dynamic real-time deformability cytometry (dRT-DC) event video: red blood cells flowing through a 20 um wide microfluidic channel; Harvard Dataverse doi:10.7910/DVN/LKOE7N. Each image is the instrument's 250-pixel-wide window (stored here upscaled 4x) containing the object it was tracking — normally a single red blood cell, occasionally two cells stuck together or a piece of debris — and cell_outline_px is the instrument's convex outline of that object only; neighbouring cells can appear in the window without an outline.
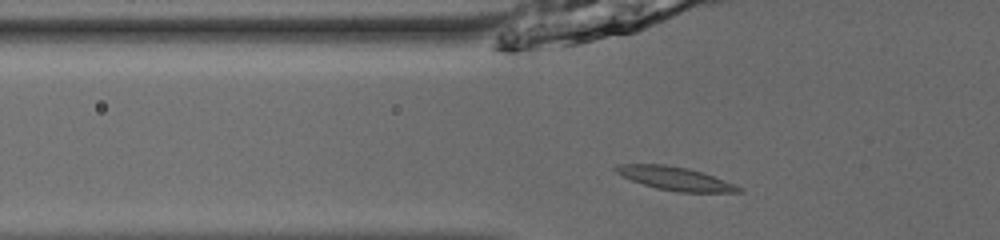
{"species": "common noctule bat (a hibernating species)", "species_latin": "Nyctalus noctula", "temperature_condition": "room temperature", "stored_images_in_passage": 41, "camera_frame_rate_fps": 3000, "um_per_image_px": 0.085, "animal": {"sex": "male", "body_mass_g": 13.0, "forearm_length_mm": 53.1}, "frame": {"image": 1, "passage_image": 8, "time_ms": 2.333, "image_size_px": [1000, 240], "cell_outline_px": [[744, 192], [680, 192], [656, 188], [632, 180], [616, 172], [612, 168], [616, 164], [664, 164], [688, 168], [736, 184], [744, 188]], "centroid_in_image_um": [57.41, 15.17], "position_along_channel_um": 68.4, "area_um2": 16.65}}
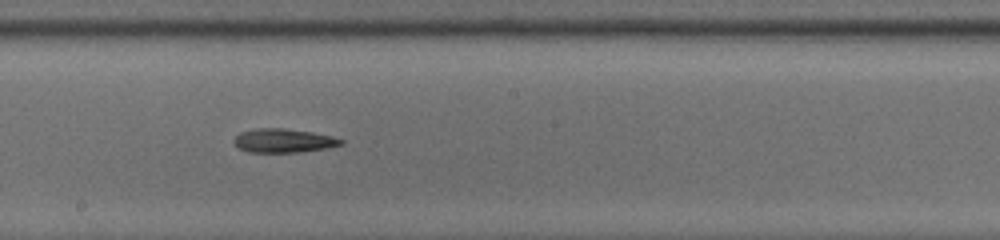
{"frame": {"image": 2, "passage_image": 20, "time_ms": 6.333, "image_size_px": [1000, 240], "cell_outline_px": [[344, 144], [324, 148], [300, 152], [248, 152], [232, 144], [232, 140], [240, 132], [256, 128], [280, 128], [312, 132], [332, 136], [344, 140]], "centroid_in_image_um": [24.06, 11.95], "position_along_channel_um": 224.1, "area_um2": 14.85}}
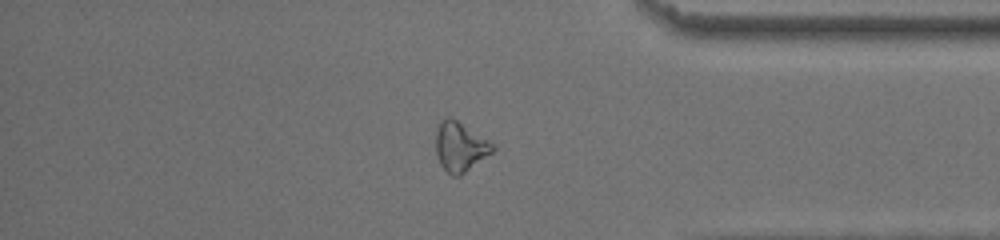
{"frame": {"image": 3, "passage_image": 34, "time_ms": 11.0, "image_size_px": [1000, 240], "cell_outline_px": [[496, 148], [492, 152], [460, 176], [452, 176], [440, 164], [436, 156], [436, 124], [440, 120], [448, 116], [456, 120], [496, 144]], "centroid_in_image_um": [39.1, 12.45], "position_along_channel_um": 396.1, "area_um2": 16.47}, "authors_computed_cell_mechanics": {"area_um2": 15.3748, "velocity_mm_per_s": 3.9312, "shape_relaxation_time_tau1_ms": 4.542, "shape_relaxation_time_tau2_ms": null, "deformation_change_tau1": 0.1345, "deformation_change_tau2": null}}